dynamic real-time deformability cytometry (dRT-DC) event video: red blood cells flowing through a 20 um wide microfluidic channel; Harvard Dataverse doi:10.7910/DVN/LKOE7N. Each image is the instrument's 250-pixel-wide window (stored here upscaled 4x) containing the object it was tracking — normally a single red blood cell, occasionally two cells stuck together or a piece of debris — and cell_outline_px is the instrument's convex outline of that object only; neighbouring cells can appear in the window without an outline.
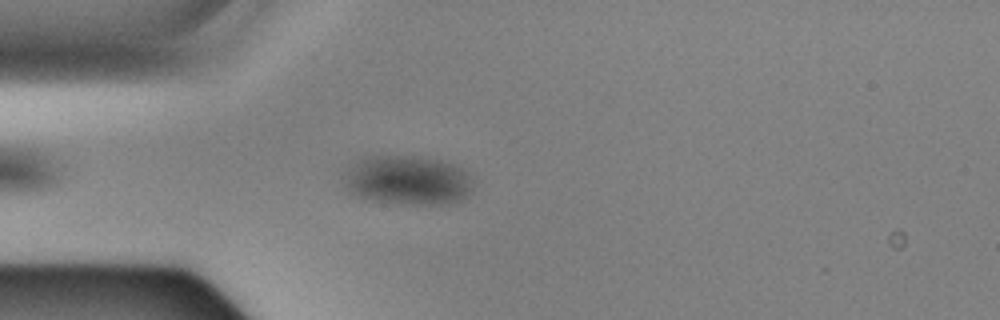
{"species": "Egyptian fruit bat (a non-hibernating species)", "species_latin": "Rousettus aegyptiacus", "temperature_condition": "cold", "stored_images_in_passage": 32, "camera_frame_rate_fps": 3000, "um_per_image_px": 0.085, "animal": {"sex": "male"}, "frame": {"image": 1, "passage_image": 6, "time_ms": 1.667, "image_size_px": [1000, 320], "cell_outline_px": [[472, 192], [468, 196], [452, 204], [400, 204], [376, 200], [356, 196], [348, 192], [344, 188], [340, 180], [344, 172], [348, 168], [360, 160], [368, 156], [412, 156], [440, 160], [456, 164], [464, 168], [468, 172], [472, 184]], "centroid_in_image_um": [34.64, 15.33], "position_along_channel_um": 50.4, "area_um2": 37.74}}
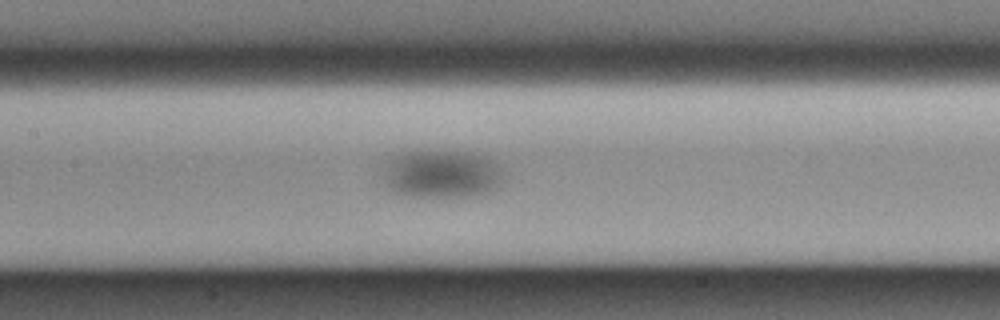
{"frame": {"image": 2, "passage_image": 17, "time_ms": 5.333, "image_size_px": [1000, 320], "cell_outline_px": [[500, 176], [496, 184], [492, 188], [480, 192], [456, 196], [436, 196], [400, 192], [392, 188], [388, 184], [388, 164], [392, 160], [408, 152], [436, 152], [472, 156], [488, 160]], "centroid_in_image_um": [37.48, 14.81], "position_along_channel_um": 169.9, "area_um2": 29.48}}
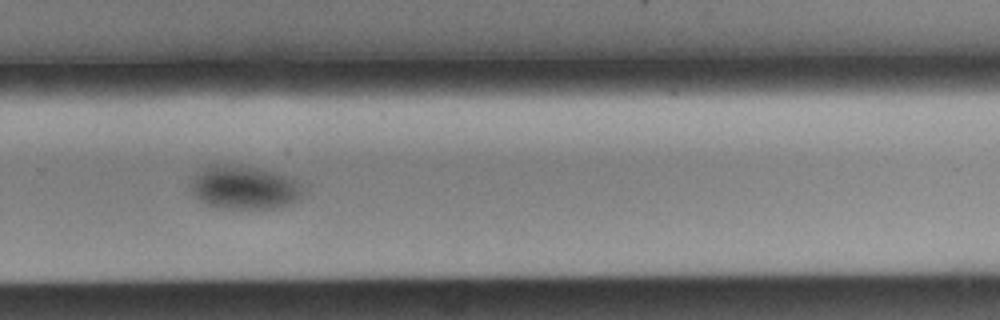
{"frame": {"image": 3, "passage_image": 29, "time_ms": 9.333, "image_size_px": [1000, 320], "cell_outline_px": [[300, 192], [292, 200], [268, 208], [232, 208], [208, 204], [200, 200], [196, 196], [192, 188], [192, 180], [196, 176], [208, 168], [252, 168], [268, 172], [292, 180]], "centroid_in_image_um": [20.66, 15.99], "position_along_channel_um": 309.1, "area_um2": 25.09}}